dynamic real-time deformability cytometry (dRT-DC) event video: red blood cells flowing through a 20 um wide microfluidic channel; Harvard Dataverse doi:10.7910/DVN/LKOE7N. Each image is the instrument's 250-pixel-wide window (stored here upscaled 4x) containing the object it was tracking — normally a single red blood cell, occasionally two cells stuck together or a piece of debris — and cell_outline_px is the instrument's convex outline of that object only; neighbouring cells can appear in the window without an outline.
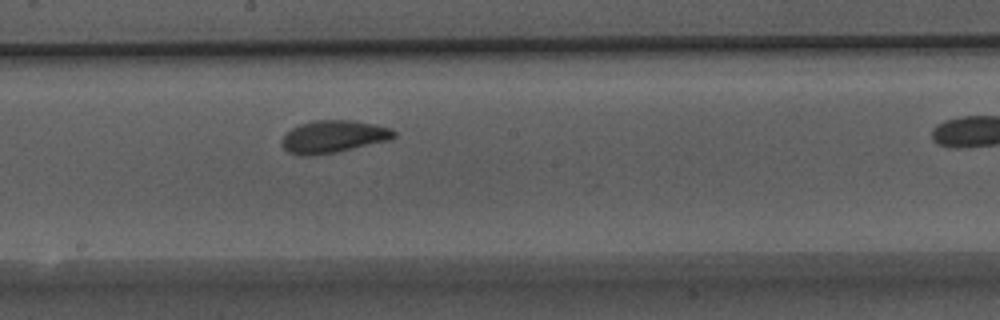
{"species": "Egyptian fruit bat (a non-hibernating species)", "species_latin": "Rousettus aegyptiacus", "temperature_condition": "warm", "stored_images_in_passage": 28, "camera_frame_rate_fps": 3000, "um_per_image_px": 0.085, "animal": {"sex": "male"}, "frame": {"image": 1, "passage_image": 16, "time_ms": 5.0, "image_size_px": [1000, 320], "cell_outline_px": [[396, 136], [388, 140], [336, 152], [312, 156], [296, 156], [288, 152], [280, 144], [280, 140], [292, 128], [300, 124], [316, 120], [352, 120], [372, 124], [388, 128], [396, 132]], "centroid_in_image_um": [28.27, 11.63], "position_along_channel_um": 219.9, "area_um2": 21.1}}
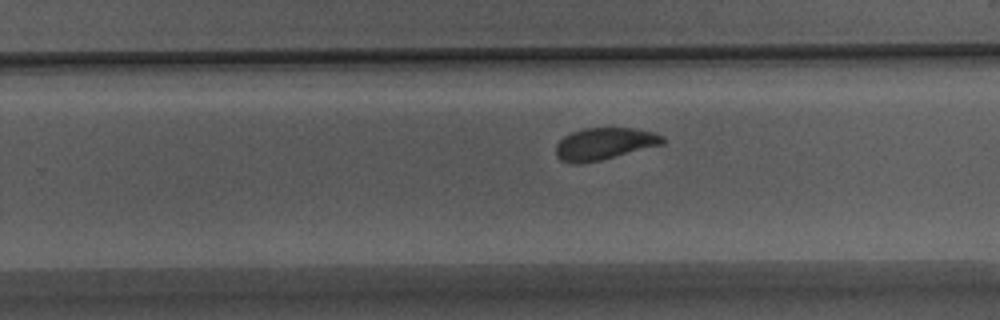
{"frame": {"image": 2, "passage_image": 20, "time_ms": 6.333, "image_size_px": [1000, 320], "cell_outline_px": [[664, 144], [600, 160], [580, 164], [572, 164], [560, 160], [556, 156], [556, 144], [564, 136], [572, 132], [584, 128], [632, 128], [652, 132], [664, 136]], "centroid_in_image_um": [51.34, 12.23], "position_along_channel_um": 278.5, "area_um2": 19.88}}